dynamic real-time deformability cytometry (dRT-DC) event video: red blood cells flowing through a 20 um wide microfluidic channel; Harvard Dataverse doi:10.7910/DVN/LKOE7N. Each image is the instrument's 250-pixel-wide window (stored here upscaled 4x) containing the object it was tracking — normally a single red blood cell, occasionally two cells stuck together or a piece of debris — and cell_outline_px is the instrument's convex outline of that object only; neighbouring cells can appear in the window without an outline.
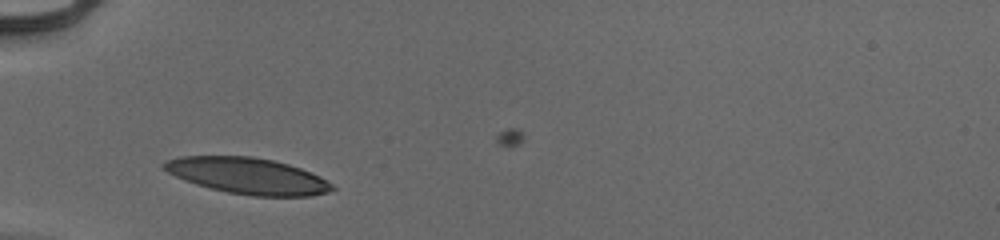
{"species": "human", "species_latin": "Homo sapiens", "temperature_condition": "cold", "stored_images_in_passage": 32, "camera_frame_rate_fps": 3000, "um_per_image_px": 0.085, "donor": {"sex": "male"}, "frame": {"image": 1, "passage_image": 5, "time_ms": 1.333, "image_size_px": [1000, 240], "cell_outline_px": [[336, 188], [328, 192], [312, 196], [252, 196], [228, 192], [196, 184], [184, 180], [160, 168], [160, 164], [164, 160], [180, 156], [252, 156], [272, 160], [288, 164], [312, 172], [320, 176], [332, 184]], "centroid_in_image_um": [21.03, 14.94], "position_along_channel_um": 64.0, "area_um2": 35.6}}
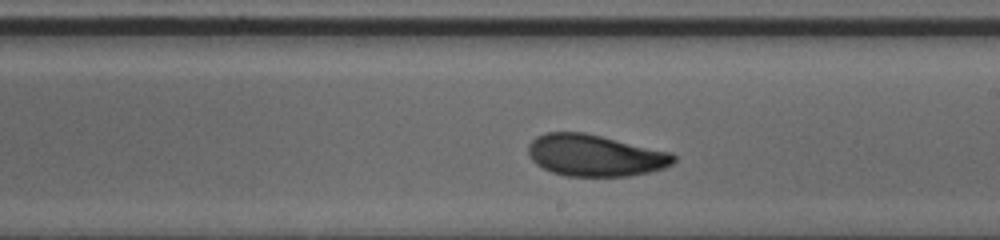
{"frame": {"image": 2, "passage_image": 19, "time_ms": 6.0, "image_size_px": [1000, 240], "cell_outline_px": [[676, 160], [672, 164], [664, 168], [648, 172], [628, 176], [568, 176], [552, 172], [536, 164], [532, 160], [528, 152], [528, 144], [536, 136], [544, 132], [584, 132], [672, 152], [676, 156]], "centroid_in_image_um": [50.58, 13.2], "position_along_channel_um": 238.4, "area_um2": 35.37}}
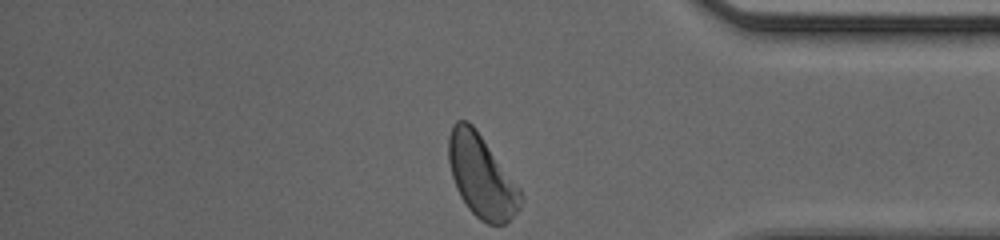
{"frame": {"image": 3, "passage_image": 32, "time_ms": 10.333, "image_size_px": [1000, 240], "cell_outline_px": [[524, 196], [520, 208], [504, 224], [488, 224], [480, 220], [468, 208], [460, 196], [456, 188], [452, 176], [448, 160], [448, 136], [452, 124], [456, 120], [468, 120], [476, 128], [520, 188]], "centroid_in_image_um": [40.92, 14.95], "position_along_channel_um": 394.3, "area_um2": 34.8}, "authors_computed_cell_mechanics": {"area_um2": 35.1713, "velocity_mm_per_s": 3.9187, "shape_relaxation_time_tau1_ms": 3.9407, "shape_relaxation_time_tau2_ms": 2.7889, "deformation_change_tau1": 0.1414, "deformation_change_tau2": 0.0917}}